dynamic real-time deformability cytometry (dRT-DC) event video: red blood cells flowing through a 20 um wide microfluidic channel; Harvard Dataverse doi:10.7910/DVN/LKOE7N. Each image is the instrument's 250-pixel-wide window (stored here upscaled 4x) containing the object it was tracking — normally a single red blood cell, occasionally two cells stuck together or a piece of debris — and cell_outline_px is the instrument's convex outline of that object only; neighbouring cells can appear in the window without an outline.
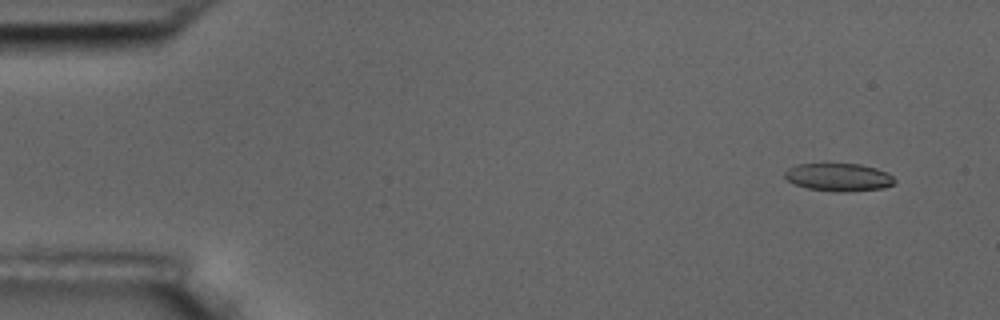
{"species": "common noctule bat (a hibernating species)", "species_latin": "Nyctalus noctula", "temperature_condition": "room temperature", "stored_images_in_passage": 10, "camera_frame_rate_fps": 3000, "um_per_image_px": 0.085, "animal": {"sex": "male", "body_mass_g": 17.5, "forearm_length_mm": 52.3}, "frame": {"image": 1, "passage_image": 2, "time_ms": 1.0, "image_size_px": [1000, 320], "cell_outline_px": [[896, 180], [892, 184], [884, 188], [808, 188], [796, 184], [788, 180], [784, 176], [784, 172], [788, 168], [796, 164], [824, 160], [860, 164], [876, 168], [888, 172]], "centroid_in_image_um": [71.21, 14.92], "position_along_channel_um": 13.8, "area_um2": 17.51}}
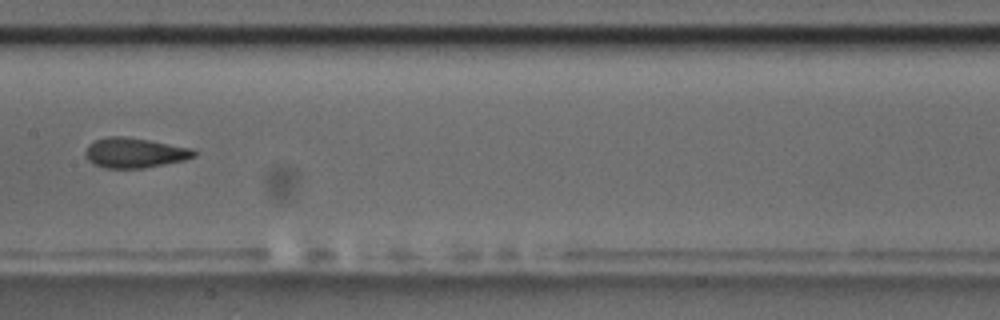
{"frame": {"image": 2, "passage_image": 9, "time_ms": 9.333, "image_size_px": [1000, 320], "cell_outline_px": [[196, 156], [184, 160], [144, 168], [104, 168], [88, 160], [84, 156], [84, 152], [88, 144], [96, 140], [108, 136], [128, 136], [192, 148], [196, 152]], "centroid_in_image_um": [11.43, 12.98], "position_along_channel_um": 196.0, "area_um2": 19.07}}
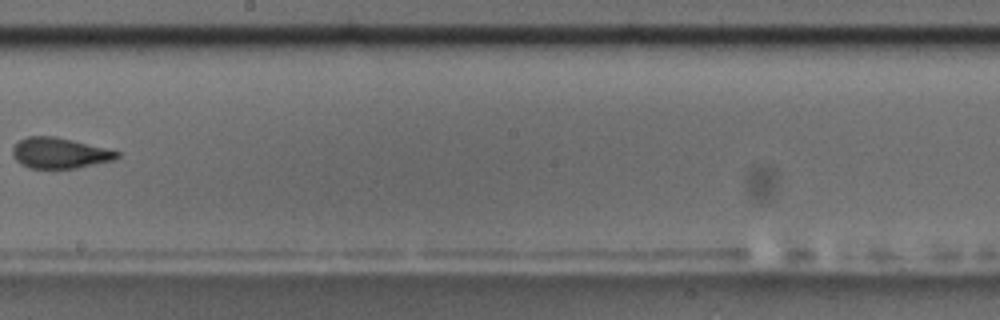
{"frame": {"image": 3, "passage_image": 10, "time_ms": 10.667, "image_size_px": [1000, 320], "cell_outline_px": [[120, 156], [116, 160], [76, 168], [28, 168], [20, 164], [12, 156], [12, 148], [20, 140], [28, 136], [56, 136], [120, 152]], "centroid_in_image_um": [5.06, 13.02], "position_along_channel_um": 243.1, "area_um2": 18.67}}